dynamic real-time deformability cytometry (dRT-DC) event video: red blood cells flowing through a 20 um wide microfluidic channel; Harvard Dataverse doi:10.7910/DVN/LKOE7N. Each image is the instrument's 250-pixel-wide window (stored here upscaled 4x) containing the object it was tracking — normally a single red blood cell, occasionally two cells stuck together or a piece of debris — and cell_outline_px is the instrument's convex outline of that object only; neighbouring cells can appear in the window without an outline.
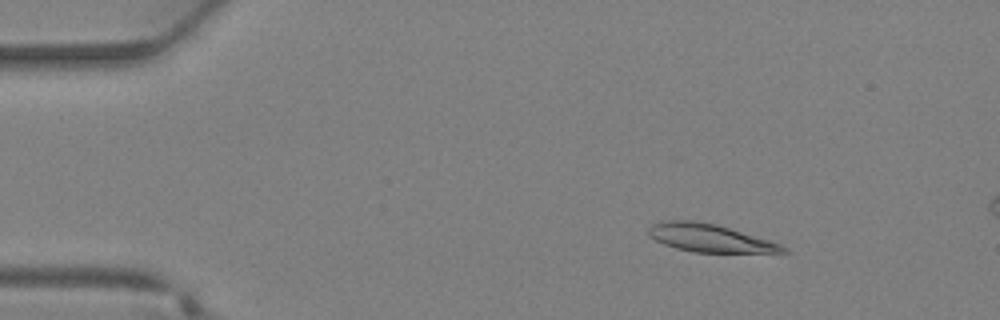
{"species": "Egyptian fruit bat (a non-hibernating species)", "species_latin": "Rousettus aegyptiacus", "temperature_condition": "warm", "stored_images_in_passage": 11, "camera_frame_rate_fps": 3000, "um_per_image_px": 0.085, "animal": {"sex": "female"}, "frame": {"image": 1, "passage_image": 5, "time_ms": 1.333, "image_size_px": [1000, 320], "cell_outline_px": [[792, 252], [692, 252], [676, 248], [664, 244], [648, 236], [648, 228], [652, 224], [664, 220], [692, 220], [716, 224], [768, 240], [780, 244], [788, 248]], "centroid_in_image_um": [60.29, 20.23], "position_along_channel_um": 24.7, "area_um2": 21.68}}